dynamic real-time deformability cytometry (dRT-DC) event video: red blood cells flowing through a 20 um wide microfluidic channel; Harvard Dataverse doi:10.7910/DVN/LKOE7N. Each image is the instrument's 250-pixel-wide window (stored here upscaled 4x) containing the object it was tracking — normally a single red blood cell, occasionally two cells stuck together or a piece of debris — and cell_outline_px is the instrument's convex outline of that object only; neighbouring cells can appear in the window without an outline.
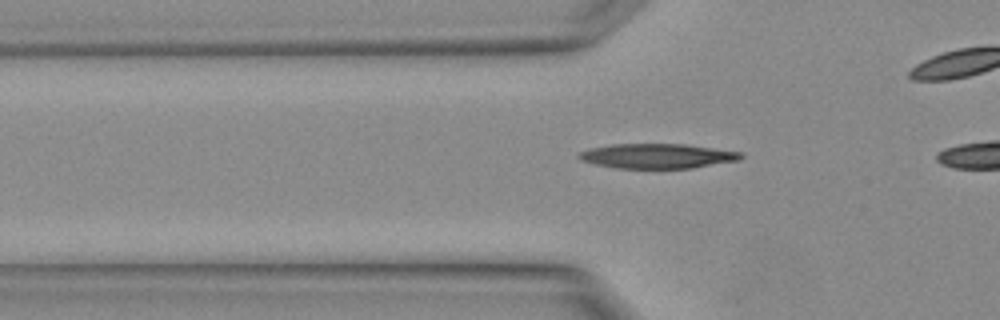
{"species": "Egyptian fruit bat (a non-hibernating species)", "species_latin": "Rousettus aegyptiacus", "temperature_condition": "warm", "stored_images_in_passage": 3, "camera_frame_rate_fps": 3000, "um_per_image_px": 0.085, "animal": {"sex": "female"}, "frame": {"image": 1, "passage_image": 2, "time_ms": 0.333, "image_size_px": [1000, 320], "cell_outline_px": [[744, 156], [740, 160], [692, 168], [616, 168], [596, 164], [580, 160], [576, 156], [580, 152], [588, 148], [612, 144], [684, 144], [744, 152]], "centroid_in_image_um": [55.88, 13.26], "position_along_channel_um": 69.9, "area_um2": 23.47}}